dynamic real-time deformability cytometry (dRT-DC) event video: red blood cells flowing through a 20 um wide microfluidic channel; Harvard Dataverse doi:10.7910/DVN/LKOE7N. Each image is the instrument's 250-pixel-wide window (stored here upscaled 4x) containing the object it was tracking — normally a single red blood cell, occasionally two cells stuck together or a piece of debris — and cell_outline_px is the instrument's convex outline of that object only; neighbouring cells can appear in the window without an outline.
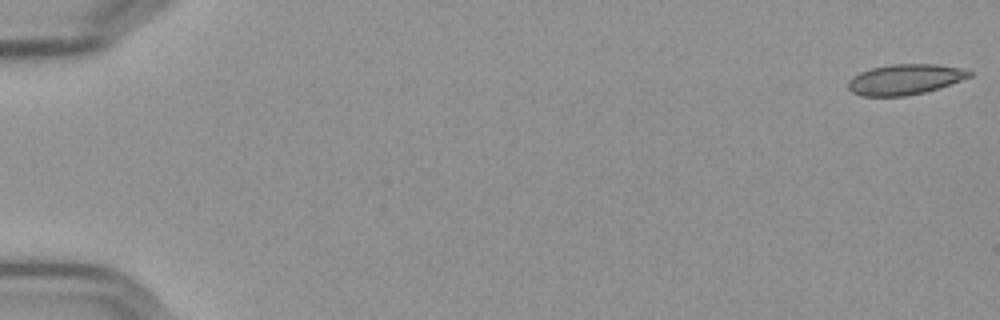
{"species": "Egyptian fruit bat (a non-hibernating species)", "species_latin": "Rousettus aegyptiacus", "temperature_condition": "cold", "stored_images_in_passage": 57, "camera_frame_rate_fps": 3000, "um_per_image_px": 0.085, "frame": {"image": 1, "passage_image": 1, "time_ms": 0.0, "image_size_px": [1000, 320], "cell_outline_px": [[972, 76], [940, 88], [924, 92], [904, 96], [860, 96], [852, 92], [848, 88], [848, 80], [852, 76], [860, 72], [872, 68], [892, 64], [936, 64], [960, 68], [972, 72]], "centroid_in_image_um": [76.9, 6.75], "position_along_channel_um": 8.1, "area_um2": 21.5}}
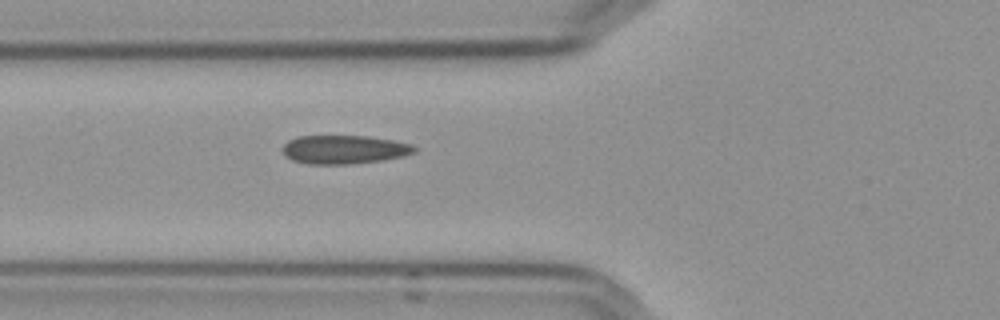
{"frame": {"image": 2, "passage_image": 22, "time_ms": 7.0, "image_size_px": [1000, 320], "cell_outline_px": [[416, 152], [404, 156], [380, 160], [348, 164], [308, 164], [292, 160], [284, 156], [280, 148], [288, 140], [296, 136], [368, 136], [392, 140], [412, 144], [416, 148]], "centroid_in_image_um": [29.2, 12.7], "position_along_channel_um": 96.6, "area_um2": 22.14}}
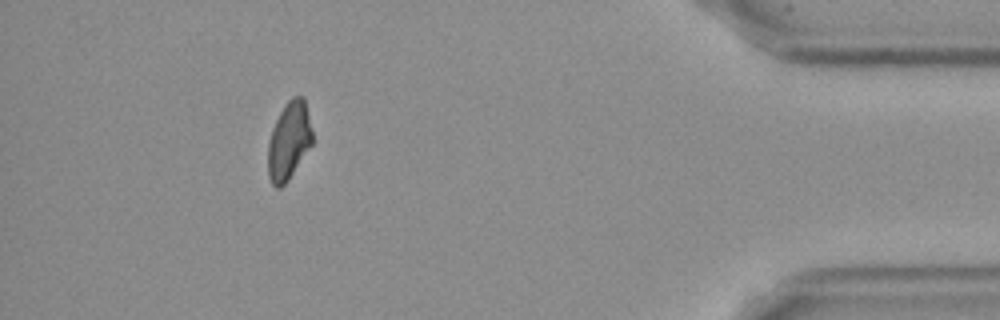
{"frame": {"image": 3, "passage_image": 52, "time_ms": 17.0, "image_size_px": [1000, 320], "cell_outline_px": [[312, 144], [288, 180], [280, 188], [276, 188], [272, 184], [268, 176], [268, 144], [272, 128], [284, 104], [292, 96], [304, 96], [312, 132]], "centroid_in_image_um": [24.55, 11.96], "position_along_channel_um": 410.7, "area_um2": 20.06}, "authors_computed_cell_mechanics": {"area_um2": 21.675, "velocity_mm_per_s": 3.6314, "shape_relaxation_time_tau1_ms": null, "shape_relaxation_time_tau2_ms": 3.9914, "deformation_change_tau1": null, "deformation_change_tau2": 0.0662}}